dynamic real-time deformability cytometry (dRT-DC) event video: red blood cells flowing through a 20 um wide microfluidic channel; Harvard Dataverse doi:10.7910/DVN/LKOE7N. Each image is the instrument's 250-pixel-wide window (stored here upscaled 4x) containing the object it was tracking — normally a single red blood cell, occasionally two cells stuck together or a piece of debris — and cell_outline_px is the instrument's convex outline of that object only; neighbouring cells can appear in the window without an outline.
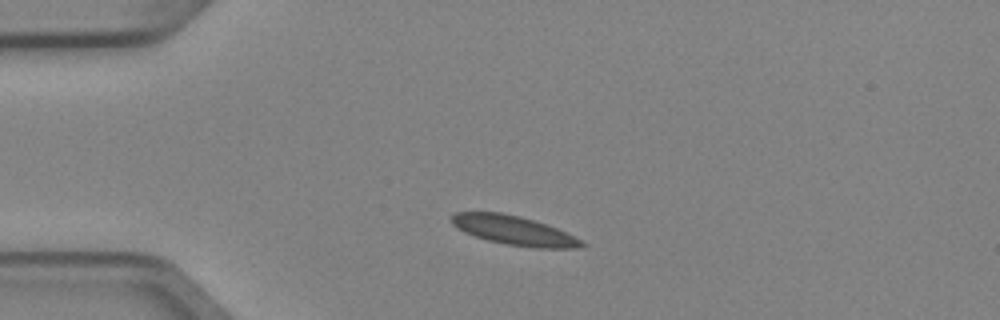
{"species": "Egyptian fruit bat (a non-hibernating species)", "species_latin": "Rousettus aegyptiacus", "temperature_condition": "cold", "stored_images_in_passage": 4, "camera_frame_rate_fps": 3000, "um_per_image_px": 0.085, "animal": {"sex": "female"}, "frame": {"image": 1, "passage_image": 1, "time_ms": 0.0, "image_size_px": [1000, 320], "cell_outline_px": [[588, 244], [580, 248], [536, 248], [508, 244], [488, 240], [464, 232], [452, 224], [452, 216], [456, 212], [500, 212], [520, 216], [556, 228]], "centroid_in_image_um": [43.68, 19.59], "position_along_channel_um": 41.3, "area_um2": 21.68}}
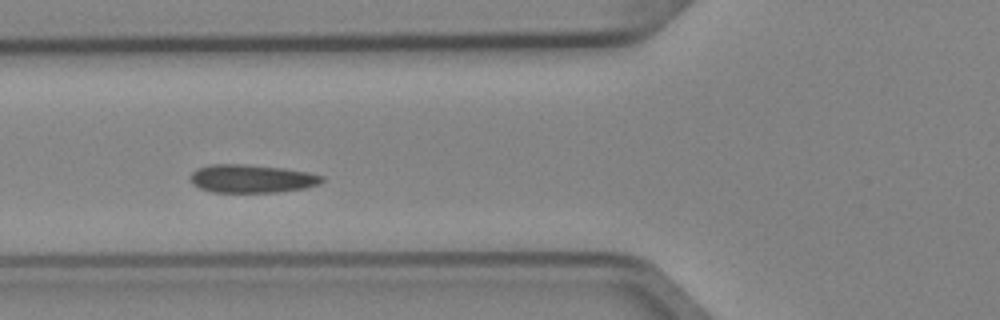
{"frame": {"image": 2, "passage_image": 3, "time_ms": 0.667, "image_size_px": [1000, 320], "cell_outline_px": [[324, 180], [320, 184], [304, 188], [276, 192], [212, 192], [200, 188], [192, 184], [188, 176], [196, 168], [208, 164], [244, 164], [284, 168], [308, 172], [324, 176]], "centroid_in_image_um": [21.36, 15.18], "position_along_channel_um": 104.4, "area_um2": 21.85}}
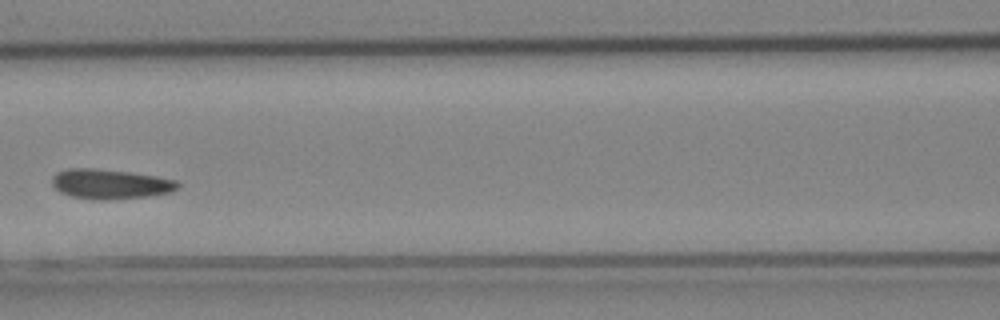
{"frame": {"image": 3, "passage_image": 4, "time_ms": 1.0, "image_size_px": [1000, 320], "cell_outline_px": [[180, 188], [172, 192], [148, 196], [104, 200], [96, 200], [72, 196], [60, 192], [52, 184], [52, 176], [56, 172], [68, 168], [92, 168], [128, 172], [156, 176], [176, 180], [180, 184]], "centroid_in_image_um": [9.38, 15.64], "position_along_channel_um": 157.2, "area_um2": 21.85}}